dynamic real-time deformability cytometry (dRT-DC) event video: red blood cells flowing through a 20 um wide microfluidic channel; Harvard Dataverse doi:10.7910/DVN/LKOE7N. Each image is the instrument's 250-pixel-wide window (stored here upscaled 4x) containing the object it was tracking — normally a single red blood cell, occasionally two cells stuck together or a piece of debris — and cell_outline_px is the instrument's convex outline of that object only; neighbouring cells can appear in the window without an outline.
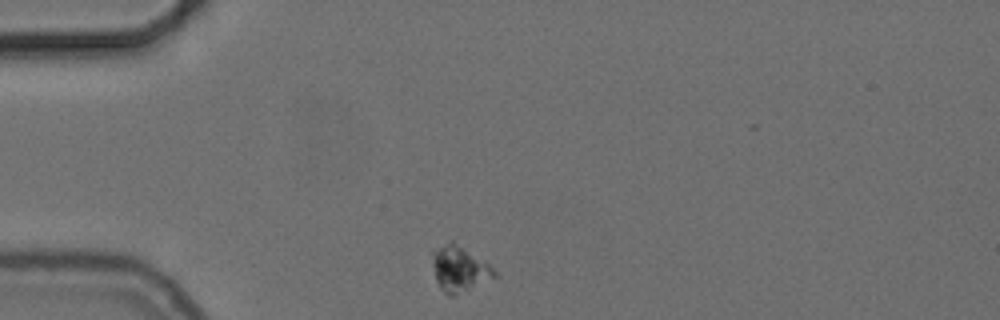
{"species": "common noctule bat (a hibernating species)", "species_latin": "Nyctalus noctula", "temperature_condition": "cold", "stored_images_in_passage": 44, "camera_frame_rate_fps": 3000, "um_per_image_px": 0.085, "animal": {"sex": "female", "body_mass_g": 24.6, "forearm_length_mm": 56.2}, "frame": {"image": 1, "passage_image": 1, "time_ms": 0.0, "image_size_px": [1000, 320], "cell_outline_px": [[500, 276], [456, 296], [448, 296], [440, 288], [436, 280], [432, 264], [432, 252], [452, 240], [484, 260]], "centroid_in_image_um": [39.08, 22.89], "position_along_channel_um": 45.9, "area_um2": 16.65}}
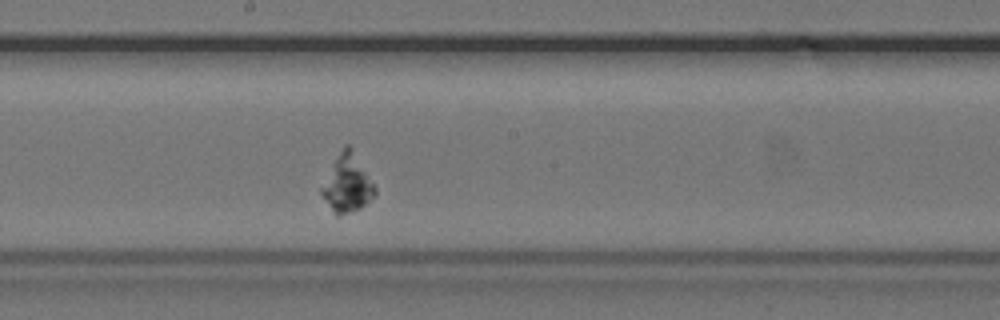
{"frame": {"image": 2, "passage_image": 18, "time_ms": 5.667, "image_size_px": [1000, 320], "cell_outline_px": [[376, 192], [360, 208], [340, 216], [336, 216], [332, 212], [320, 192], [320, 188], [344, 144], [348, 144], [352, 148], [376, 188]], "centroid_in_image_um": [29.49, 15.62], "position_along_channel_um": 218.7, "area_um2": 17.4}}
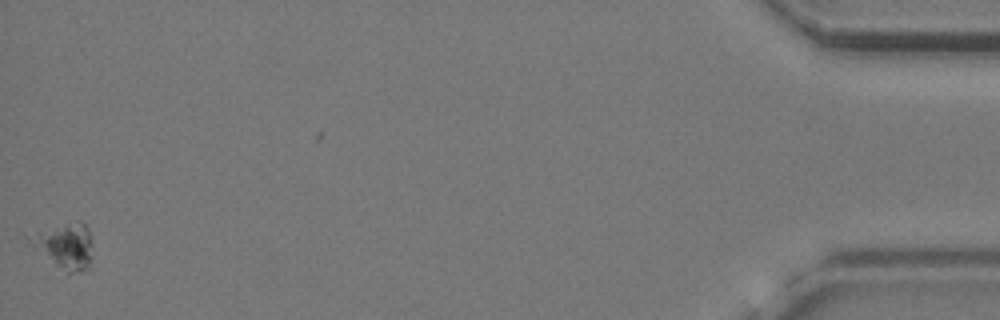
{"frame": {"image": 3, "passage_image": 44, "time_ms": 14.333, "image_size_px": [1000, 320], "cell_outline_px": [[92, 268], [80, 272], [68, 272], [56, 264], [40, 240], [36, 232], [76, 220], [80, 220], [88, 228]], "centroid_in_image_um": [5.82, 20.89], "position_along_channel_um": 429.4, "area_um2": 14.39}}